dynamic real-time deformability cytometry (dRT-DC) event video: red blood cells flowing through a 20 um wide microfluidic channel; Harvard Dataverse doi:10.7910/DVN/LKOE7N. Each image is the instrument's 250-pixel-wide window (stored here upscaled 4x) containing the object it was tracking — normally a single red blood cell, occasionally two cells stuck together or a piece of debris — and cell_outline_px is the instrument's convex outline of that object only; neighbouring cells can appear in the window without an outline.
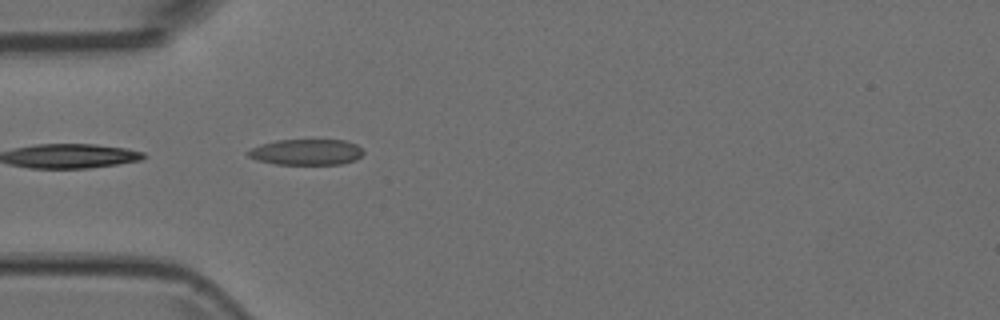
{"species": "Egyptian fruit bat (a non-hibernating species)", "species_latin": "Rousettus aegyptiacus", "temperature_condition": "room temperature", "stored_images_in_passage": 5, "camera_frame_rate_fps": 3000, "um_per_image_px": 0.085, "animal": {"sex": "female"}, "frame": {"image": 1, "passage_image": 5, "time_ms": 1.333, "image_size_px": [1000, 320], "cell_outline_px": [[364, 152], [356, 160], [340, 164], [276, 164], [256, 160], [248, 156], [244, 152], [260, 144], [276, 140], [344, 140], [356, 144]], "centroid_in_image_um": [26.0, 12.92], "position_along_channel_um": 59.0, "area_um2": 17.4}}